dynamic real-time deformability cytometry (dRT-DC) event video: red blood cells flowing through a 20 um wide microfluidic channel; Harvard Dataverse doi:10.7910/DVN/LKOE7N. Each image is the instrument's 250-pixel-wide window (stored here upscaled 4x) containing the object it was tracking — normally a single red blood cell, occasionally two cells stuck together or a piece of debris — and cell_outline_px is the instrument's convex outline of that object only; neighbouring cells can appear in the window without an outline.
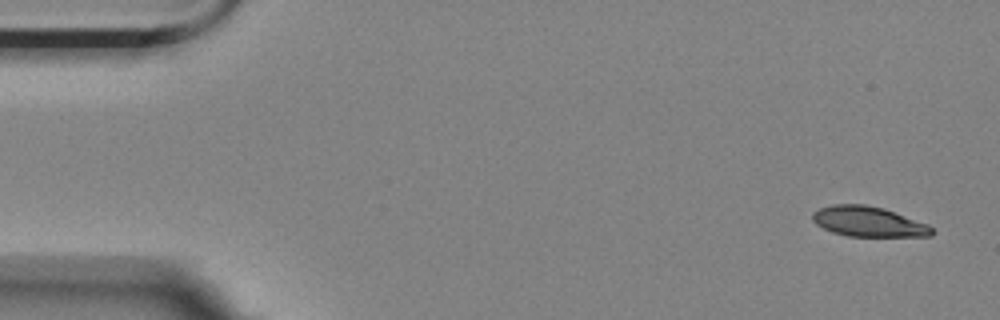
{"species": "Egyptian fruit bat (a non-hibernating species)", "species_latin": "Rousettus aegyptiacus", "temperature_condition": "room temperature", "stored_images_in_passage": 5, "segment_of_instrument_passage": [2, 2], "camera_frame_rate_fps": 3000, "um_per_image_px": 0.085, "animal": {"sex": "female"}, "frame": {"image": 1, "passage_image": 5, "time_ms": 1.333, "image_size_px": [1000, 320], "cell_outline_px": [[936, 232], [932, 236], [848, 236], [832, 232], [816, 224], [812, 220], [812, 212], [820, 208], [832, 204], [864, 204], [884, 208], [928, 224]], "centroid_in_image_um": [73.82, 18.83], "position_along_channel_um": 11.2, "area_um2": 21.04}}